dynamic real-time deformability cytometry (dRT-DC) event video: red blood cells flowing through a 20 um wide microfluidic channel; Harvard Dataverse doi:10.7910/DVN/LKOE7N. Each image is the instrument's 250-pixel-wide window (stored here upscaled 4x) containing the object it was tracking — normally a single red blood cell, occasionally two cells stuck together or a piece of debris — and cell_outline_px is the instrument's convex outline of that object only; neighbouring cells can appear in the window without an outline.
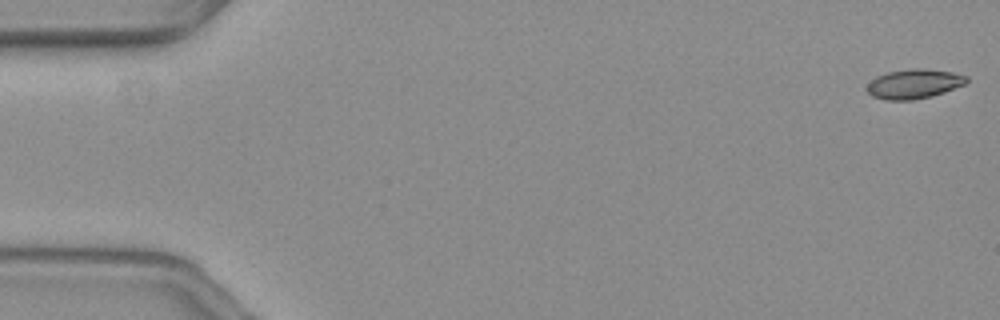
{"species": "common noctule bat (a hibernating species)", "species_latin": "Nyctalus noctula", "temperature_condition": "warm", "stored_images_in_passage": 57, "camera_frame_rate_fps": 3000, "um_per_image_px": 0.085, "animal": {"sex": "female", "body_mass_g": 19.3, "forearm_length_mm": 54.1}, "frame": {"image": 1, "passage_image": 1, "time_ms": 0.0, "image_size_px": [1000, 320], "cell_outline_px": [[968, 80], [964, 84], [944, 92], [932, 96], [912, 100], [884, 100], [872, 96], [868, 92], [868, 84], [876, 76], [888, 72], [912, 68], [924, 68], [952, 72], [968, 76]], "centroid_in_image_um": [77.69, 7.13], "position_along_channel_um": 7.3, "area_um2": 17.05}}
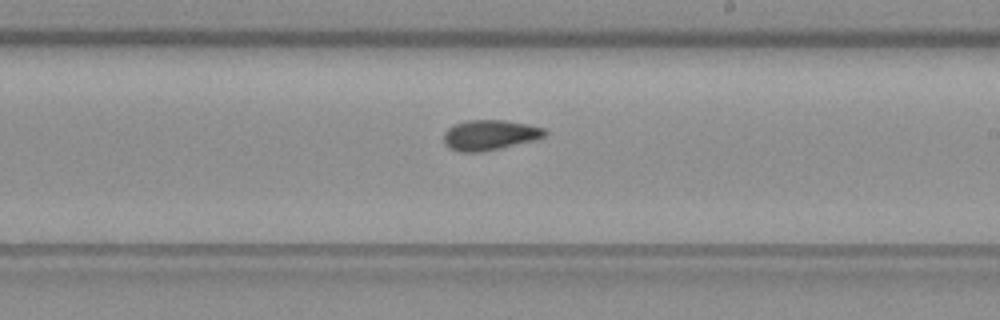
{"frame": {"image": 2, "passage_image": 33, "time_ms": 10.667, "image_size_px": [1000, 320], "cell_outline_px": [[548, 132], [544, 136], [532, 140], [484, 152], [460, 152], [448, 148], [444, 144], [444, 132], [448, 128], [464, 120], [508, 120], [528, 124], [544, 128]], "centroid_in_image_um": [41.6, 11.47], "position_along_channel_um": 247.4, "area_um2": 17.86}}
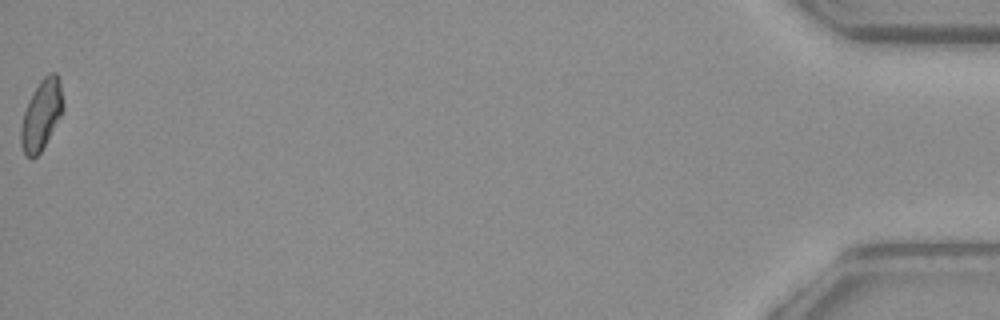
{"frame": {"image": 3, "passage_image": 57, "time_ms": 18.667, "image_size_px": [1000, 320], "cell_outline_px": [[64, 108], [60, 116], [40, 152], [32, 160], [24, 152], [20, 144], [20, 128], [24, 112], [32, 92], [40, 80], [48, 72], [56, 72], [60, 80], [64, 104]], "centroid_in_image_um": [3.52, 9.72], "position_along_channel_um": 431.7, "area_um2": 17.17}, "authors_computed_cell_mechanics": {"area_um2": 17.2822, "velocity_mm_per_s": 3.6383, "shape_relaxation_time_tau1_ms": 6.1254, "shape_relaxation_time_tau2_ms": 2.8845, "deformation_change_tau1": 0.1759, "deformation_change_tau2": 0.0756}}